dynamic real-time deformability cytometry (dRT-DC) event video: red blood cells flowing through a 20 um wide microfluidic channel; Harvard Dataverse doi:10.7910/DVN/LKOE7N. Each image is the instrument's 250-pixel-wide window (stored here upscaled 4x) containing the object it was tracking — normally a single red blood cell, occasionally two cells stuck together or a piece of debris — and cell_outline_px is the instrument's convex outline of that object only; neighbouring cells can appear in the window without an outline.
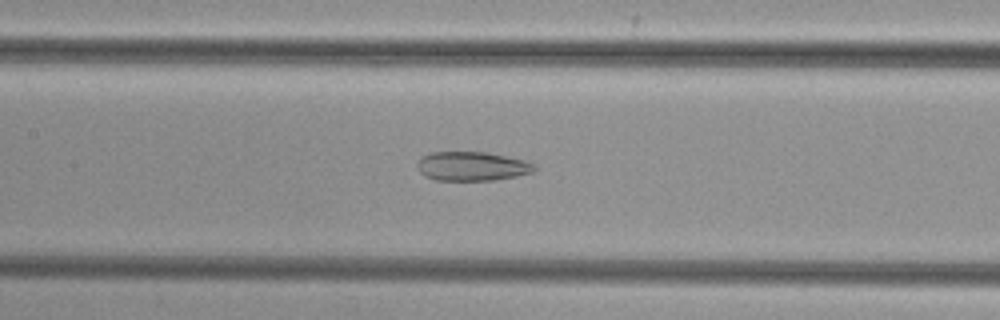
{"species": "common noctule bat (a hibernating species)", "species_latin": "Nyctalus noctula", "temperature_condition": "cold", "stored_images_in_passage": 45, "camera_frame_rate_fps": 3000, "um_per_image_px": 0.085, "animal": {"sex": "female", "body_mass_g": 29.2, "forearm_length_mm": 56.3}, "frame": {"image": 1, "passage_image": 18, "time_ms": 5.667, "image_size_px": [1000, 320], "cell_outline_px": [[536, 168], [532, 172], [516, 176], [496, 180], [436, 180], [424, 176], [420, 172], [416, 164], [420, 156], [432, 152], [488, 152], [528, 160], [536, 164]], "centroid_in_image_um": [40.13, 14.12], "position_along_channel_um": 167.3, "area_um2": 20.17}}
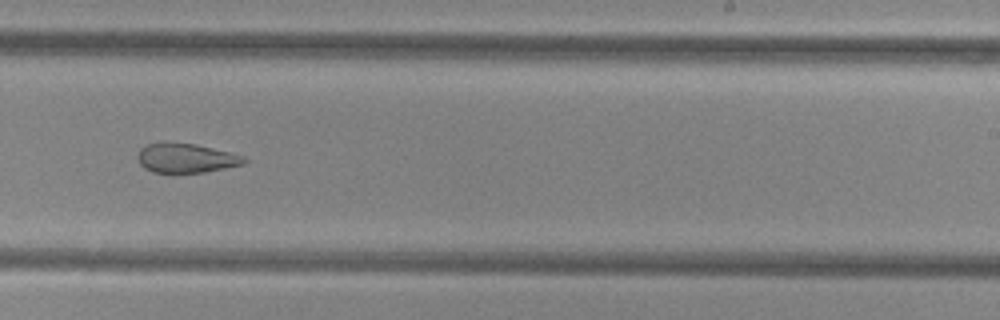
{"frame": {"image": 2, "passage_image": 26, "time_ms": 8.333, "image_size_px": [1000, 320], "cell_outline_px": [[248, 160], [244, 164], [204, 172], [176, 176], [172, 176], [152, 172], [144, 168], [140, 164], [136, 156], [140, 148], [148, 144], [168, 140], [196, 144], [244, 156]], "centroid_in_image_um": [15.73, 13.46], "position_along_channel_um": 273.3, "area_um2": 19.25}}
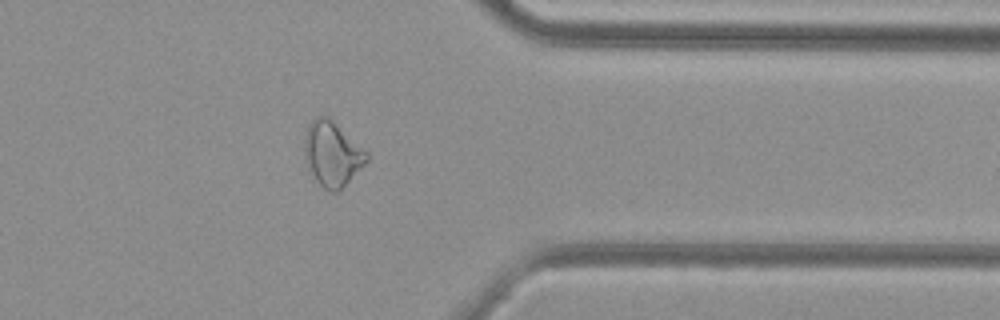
{"frame": {"image": 3, "passage_image": 35, "time_ms": 11.333, "image_size_px": [1000, 320], "cell_outline_px": [[368, 160], [340, 192], [332, 192], [324, 188], [316, 180], [304, 160], [304, 136], [308, 124], [316, 116], [328, 116], [368, 152]], "centroid_in_image_um": [28.23, 13.08], "position_along_channel_um": 383.2, "area_um2": 23.58}}